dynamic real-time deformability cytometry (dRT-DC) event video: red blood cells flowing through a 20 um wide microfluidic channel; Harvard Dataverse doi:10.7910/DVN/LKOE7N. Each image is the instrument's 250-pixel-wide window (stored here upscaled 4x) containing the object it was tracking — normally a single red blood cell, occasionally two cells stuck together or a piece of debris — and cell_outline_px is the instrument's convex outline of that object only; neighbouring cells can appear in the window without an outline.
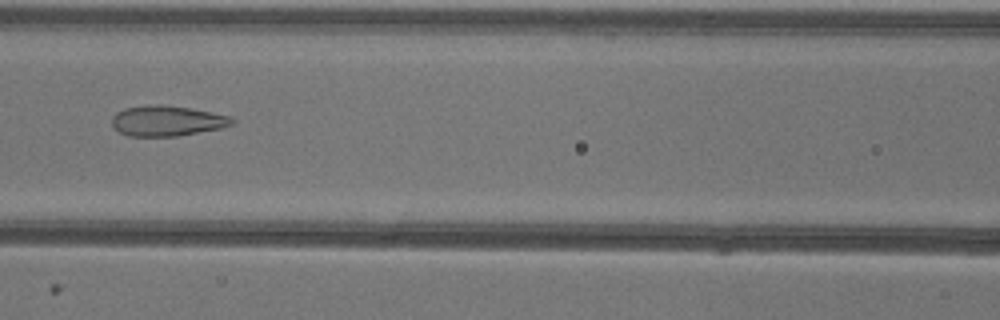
{"species": "common noctule bat (a hibernating species)", "species_latin": "Nyctalus noctula", "temperature_condition": "warm", "stored_images_in_passage": 47, "camera_frame_rate_fps": 3000, "um_per_image_px": 0.085, "animal": {"sex": "female"}, "frame": {"image": 1, "passage_image": 18, "time_ms": 5.667, "image_size_px": [1000, 320], "cell_outline_px": [[236, 120], [232, 124], [220, 128], [176, 136], [128, 136], [120, 132], [112, 124], [112, 116], [116, 112], [124, 108], [160, 104], [192, 108], [232, 116]], "centroid_in_image_um": [14.21, 10.26], "position_along_channel_um": 152.4, "area_um2": 21.21}}
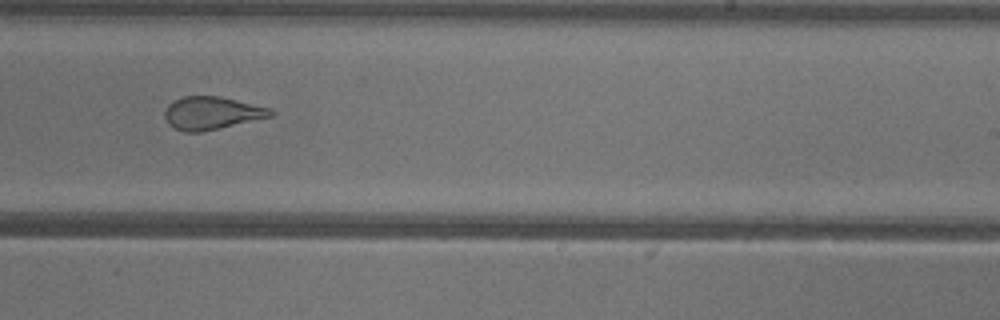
{"frame": {"image": 2, "passage_image": 27, "time_ms": 8.667, "image_size_px": [1000, 320], "cell_outline_px": [[276, 116], [200, 132], [184, 132], [168, 124], [164, 116], [164, 112], [168, 104], [172, 100], [184, 96], [220, 96], [272, 108], [276, 112]], "centroid_in_image_um": [18.04, 9.6], "position_along_channel_um": 271.0, "area_um2": 20.58}}
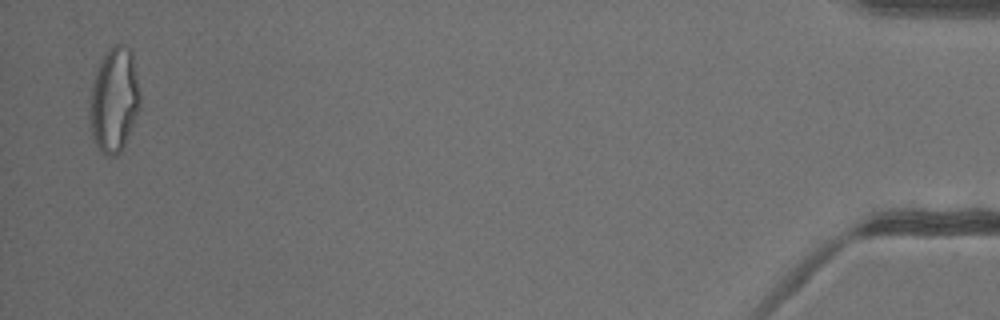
{"frame": {"image": 3, "passage_image": 46, "time_ms": 15.0, "image_size_px": [1000, 320], "cell_outline_px": [[140, 108], [124, 144], [120, 152], [116, 156], [108, 156], [100, 152], [92, 136], [88, 116], [88, 100], [96, 72], [104, 52], [112, 44], [124, 44], [132, 52], [140, 92]], "centroid_in_image_um": [9.68, 8.48], "position_along_channel_um": 425.5, "area_um2": 31.1}, "authors_computed_cell_mechanics": {"area_um2": 23.9292, "velocity_mm_per_s": 3.9704, "shape_relaxation_time_tau1_ms": null, "shape_relaxation_time_tau2_ms": 1.3031, "deformation_change_tau1": null, "deformation_change_tau2": 0.0954}}